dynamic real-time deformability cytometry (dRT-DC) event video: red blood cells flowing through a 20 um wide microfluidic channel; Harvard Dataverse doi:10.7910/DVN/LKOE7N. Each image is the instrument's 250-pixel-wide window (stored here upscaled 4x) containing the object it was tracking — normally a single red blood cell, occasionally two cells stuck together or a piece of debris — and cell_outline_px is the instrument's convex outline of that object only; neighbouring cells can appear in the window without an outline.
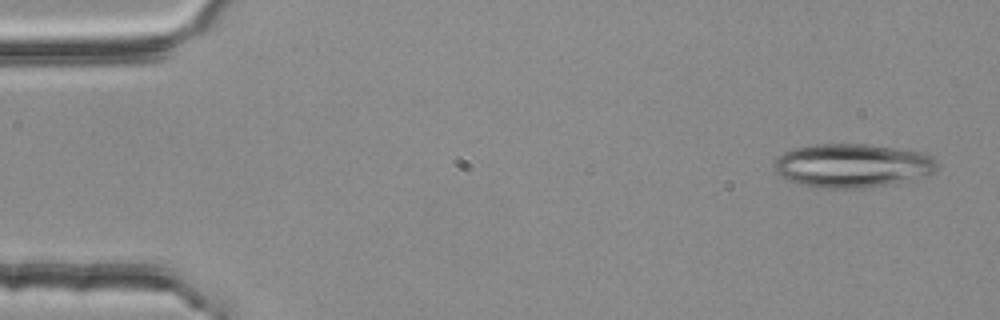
{"species": "common noctule bat (a hibernating species)", "species_latin": "Nyctalus noctula", "temperature_condition": "room temperature", "stored_images_in_passage": 4, "camera_frame_rate_fps": 3000, "um_per_image_px": 0.085, "animal": {"sex": "female", "body_mass_g": 25.1}, "frame": {"image": 1, "passage_image": 1, "time_ms": 0.0, "image_size_px": [1000, 320], "cell_outline_px": [[940, 164], [936, 172], [928, 176], [916, 180], [896, 184], [872, 188], [812, 188], [796, 184], [776, 176], [772, 164], [784, 152], [792, 148], [812, 144], [868, 144], [924, 152], [932, 156]], "centroid_in_image_um": [72.48, 14.1], "position_along_channel_um": 12.5, "area_um2": 43.06}}